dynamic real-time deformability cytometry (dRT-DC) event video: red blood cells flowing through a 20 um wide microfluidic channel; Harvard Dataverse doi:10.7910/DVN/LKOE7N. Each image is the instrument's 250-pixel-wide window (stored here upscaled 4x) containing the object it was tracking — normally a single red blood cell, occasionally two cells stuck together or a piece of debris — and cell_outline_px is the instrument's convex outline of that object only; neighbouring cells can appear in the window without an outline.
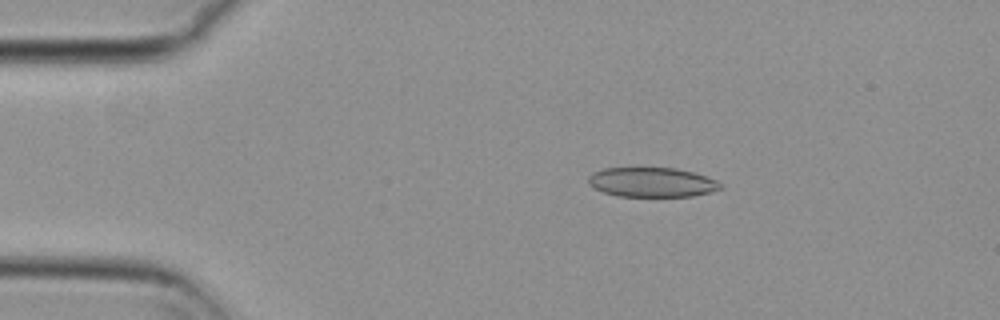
{"species": "common noctule bat (a hibernating species)", "species_latin": "Nyctalus noctula", "temperature_condition": "cold", "stored_images_in_passage": 48, "camera_frame_rate_fps": 3000, "um_per_image_px": 0.085, "animal": {"sex": "female", "body_mass_g": 29.2, "forearm_length_mm": 56.3}, "frame": {"image": 1, "passage_image": 3, "time_ms": 0.667, "image_size_px": [1000, 320], "cell_outline_px": [[724, 188], [692, 196], [616, 196], [604, 192], [588, 184], [588, 176], [592, 172], [604, 168], [676, 168], [692, 172], [716, 180], [724, 184]], "centroid_in_image_um": [55.41, 15.49], "position_along_channel_um": 29.6, "area_um2": 22.72}}
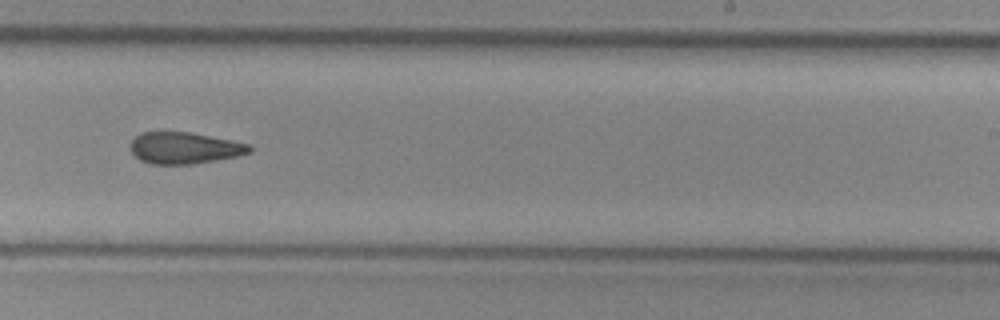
{"frame": {"image": 2, "passage_image": 27, "time_ms": 8.667, "image_size_px": [1000, 320], "cell_outline_px": [[252, 152], [236, 156], [216, 160], [192, 164], [152, 164], [140, 160], [132, 152], [132, 140], [140, 132], [192, 132], [252, 144]], "centroid_in_image_um": [15.73, 12.57], "position_along_channel_um": 273.3, "area_um2": 21.91}}
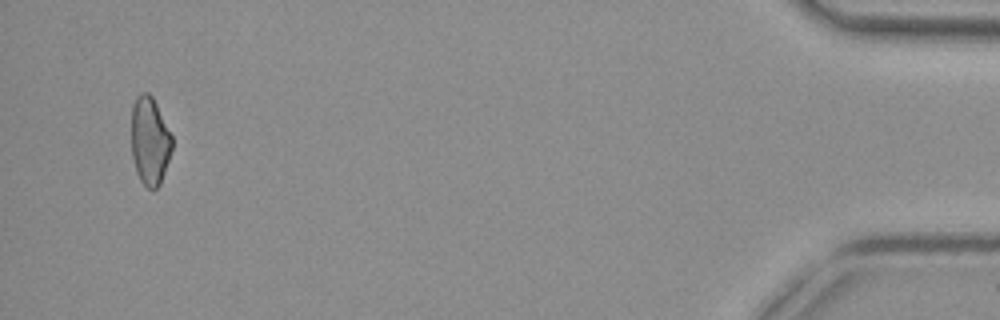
{"frame": {"image": 3, "passage_image": 46, "time_ms": 15.0, "image_size_px": [1000, 320], "cell_outline_px": [[172, 148], [160, 184], [156, 188], [148, 188], [140, 180], [136, 172], [132, 156], [132, 104], [136, 96], [140, 92], [148, 92], [152, 96], [172, 136]], "centroid_in_image_um": [12.72, 11.95], "position_along_channel_um": 422.5, "area_um2": 20.69}, "authors_computed_cell_mechanics": {"area_um2": 22.7732, "velocity_mm_per_s": 3.7382, "shape_relaxation_time_tau1_ms": null, "shape_relaxation_time_tau2_ms": 6.7817, "deformation_change_tau1": null, "deformation_change_tau2": 0.1657}}